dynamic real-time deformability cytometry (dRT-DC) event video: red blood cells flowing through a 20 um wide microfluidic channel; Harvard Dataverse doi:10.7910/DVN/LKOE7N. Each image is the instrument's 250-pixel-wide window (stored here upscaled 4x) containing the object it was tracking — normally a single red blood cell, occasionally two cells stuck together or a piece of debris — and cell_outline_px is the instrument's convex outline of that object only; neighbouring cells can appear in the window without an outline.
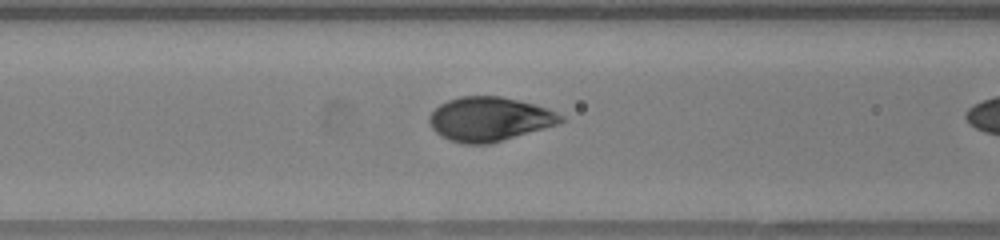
{"species": "human", "species_latin": "Homo sapiens", "temperature_condition": "warm", "stored_images_in_passage": 20, "camera_frame_rate_fps": 3000, "um_per_image_px": 0.085, "donor": {"sex": "female"}, "frame": {"image": 1, "passage_image": 12, "time_ms": 3.667, "image_size_px": [1000, 240], "cell_outline_px": [[564, 120], [556, 124], [544, 128], [488, 144], [464, 144], [448, 140], [440, 136], [432, 128], [428, 120], [428, 116], [440, 104], [448, 100], [460, 96], [500, 96], [536, 104], [556, 112], [564, 116]], "centroid_in_image_um": [41.57, 10.12], "position_along_channel_um": 125.0, "area_um2": 33.7}}
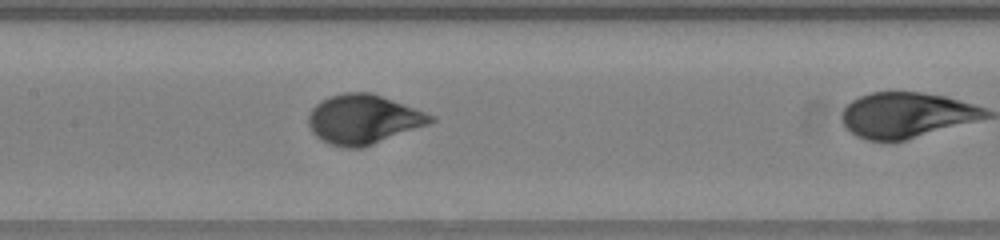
{"frame": {"image": 2, "passage_image": 15, "time_ms": 4.667, "image_size_px": [1000, 240], "cell_outline_px": [[436, 120], [428, 124], [372, 144], [360, 148], [348, 148], [328, 144], [316, 136], [312, 132], [308, 124], [308, 116], [312, 108], [316, 104], [328, 96], [344, 92], [368, 92], [392, 100], [436, 116]], "centroid_in_image_um": [30.84, 10.14], "position_along_channel_um": 176.6, "area_um2": 34.8}}
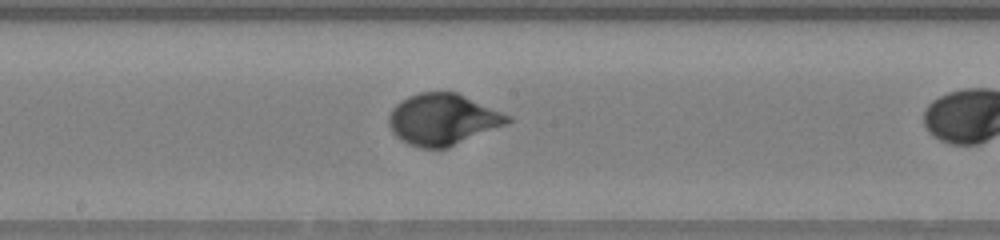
{"frame": {"image": 3, "passage_image": 17, "time_ms": 5.333, "image_size_px": [1000, 240], "cell_outline_px": [[512, 120], [508, 124], [448, 148], [420, 148], [408, 144], [400, 140], [392, 132], [388, 124], [388, 116], [392, 108], [400, 100], [408, 96], [420, 92], [456, 92], [512, 116]], "centroid_in_image_um": [37.63, 10.16], "position_along_channel_um": 210.6, "area_um2": 35.78}}